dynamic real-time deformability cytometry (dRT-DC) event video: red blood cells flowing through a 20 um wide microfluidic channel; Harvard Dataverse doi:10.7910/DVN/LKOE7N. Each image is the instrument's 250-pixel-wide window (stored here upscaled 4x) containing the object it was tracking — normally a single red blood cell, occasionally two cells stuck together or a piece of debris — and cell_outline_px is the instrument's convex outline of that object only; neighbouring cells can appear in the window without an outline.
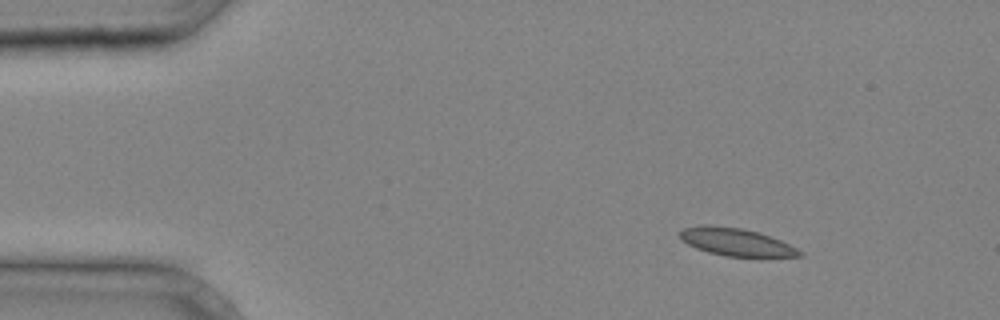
{"species": "common noctule bat (a hibernating species)", "species_latin": "Nyctalus noctula", "temperature_condition": "cold", "stored_images_in_passage": 3, "camera_frame_rate_fps": 3000, "um_per_image_px": 0.085, "animal": {"sex": "male", "body_mass_g": 20.4}, "frame": {"image": 1, "passage_image": 1, "time_ms": 0.0, "image_size_px": [1000, 320], "cell_outline_px": [[804, 256], [724, 256], [708, 252], [696, 248], [680, 240], [680, 232], [684, 228], [700, 224], [708, 224], [740, 228], [760, 232], [780, 240], [804, 252]], "centroid_in_image_um": [62.54, 20.55], "position_along_channel_um": 22.5, "area_um2": 19.25}}
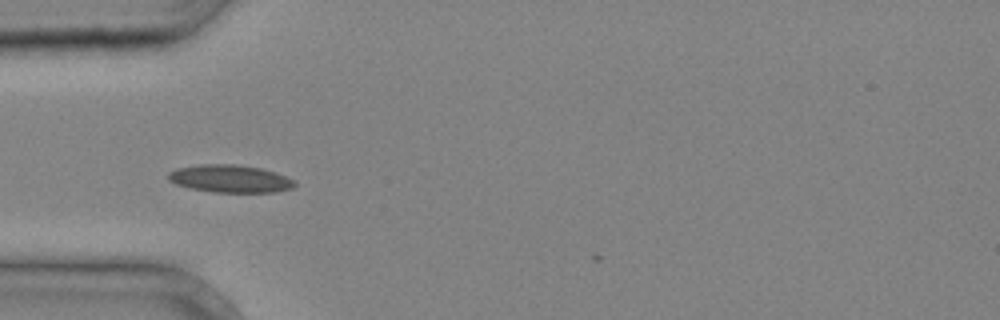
{"frame": {"image": 2, "passage_image": 3, "time_ms": 0.667, "image_size_px": [1000, 320], "cell_outline_px": [[296, 184], [292, 188], [276, 192], [216, 192], [192, 188], [176, 184], [168, 180], [168, 172], [176, 168], [200, 164], [236, 164], [260, 168], [276, 172], [296, 180]], "centroid_in_image_um": [19.58, 15.18], "position_along_channel_um": 65.4, "area_um2": 20.4}}